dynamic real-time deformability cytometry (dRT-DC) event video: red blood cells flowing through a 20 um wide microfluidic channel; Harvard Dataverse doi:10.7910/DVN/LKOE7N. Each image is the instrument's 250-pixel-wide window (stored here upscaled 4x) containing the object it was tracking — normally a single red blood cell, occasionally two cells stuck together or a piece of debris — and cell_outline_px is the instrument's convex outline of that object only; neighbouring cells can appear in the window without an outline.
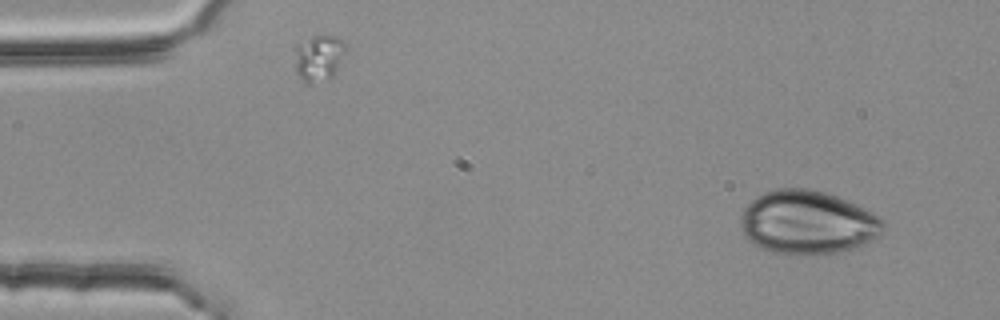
{"species": "common noctule bat (a hibernating species)", "species_latin": "Nyctalus noctula", "temperature_condition": "room temperature", "stored_images_in_passage": 3, "segment_of_instrument_passage": [1, 2], "camera_frame_rate_fps": 3000, "um_per_image_px": 0.085, "animal": {"sex": "female", "body_mass_g": 25.1}, "frame": {"image": 1, "passage_image": 1, "time_ms": 0.0, "image_size_px": [1000, 320], "cell_outline_px": [[884, 232], [872, 240], [864, 244], [840, 252], [772, 252], [752, 244], [744, 236], [740, 224], [740, 216], [744, 208], [756, 196], [764, 192], [776, 188], [808, 188], [824, 192], [836, 196], [884, 220]], "centroid_in_image_um": [68.59, 18.88], "position_along_channel_um": 16.4, "area_um2": 51.9}}